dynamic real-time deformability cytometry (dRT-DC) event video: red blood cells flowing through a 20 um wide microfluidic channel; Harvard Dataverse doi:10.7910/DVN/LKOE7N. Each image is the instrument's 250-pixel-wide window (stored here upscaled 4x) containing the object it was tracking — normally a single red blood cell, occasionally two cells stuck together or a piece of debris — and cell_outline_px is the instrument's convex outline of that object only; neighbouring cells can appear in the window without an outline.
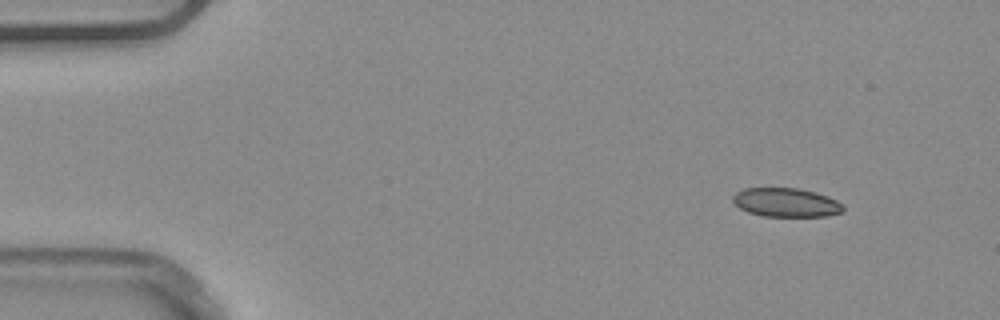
{"species": "common noctule bat (a hibernating species)", "species_latin": "Nyctalus noctula", "temperature_condition": "warm", "stored_images_in_passage": 52, "camera_frame_rate_fps": 3000, "um_per_image_px": 0.085, "animal": {"sex": "male", "body_mass_g": 20.4}, "frame": {"image": 1, "passage_image": 5, "time_ms": 1.333, "image_size_px": [1000, 320], "cell_outline_px": [[844, 212], [828, 216], [764, 216], [748, 212], [740, 208], [732, 200], [732, 196], [736, 192], [744, 188], [800, 188], [816, 192], [828, 196], [836, 200], [844, 208]], "centroid_in_image_um": [66.82, 17.2], "position_along_channel_um": 18.2, "area_um2": 18.61}}
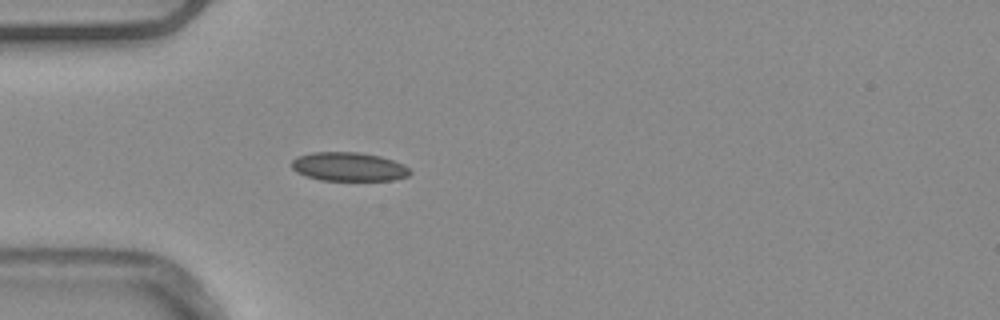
{"frame": {"image": 2, "passage_image": 15, "time_ms": 4.667, "image_size_px": [1000, 320], "cell_outline_px": [[412, 172], [408, 176], [392, 180], [320, 180], [304, 176], [296, 172], [292, 168], [292, 160], [296, 156], [312, 152], [360, 152], [380, 156], [404, 164]], "centroid_in_image_um": [29.62, 14.17], "position_along_channel_um": 55.4, "area_um2": 20.0}}
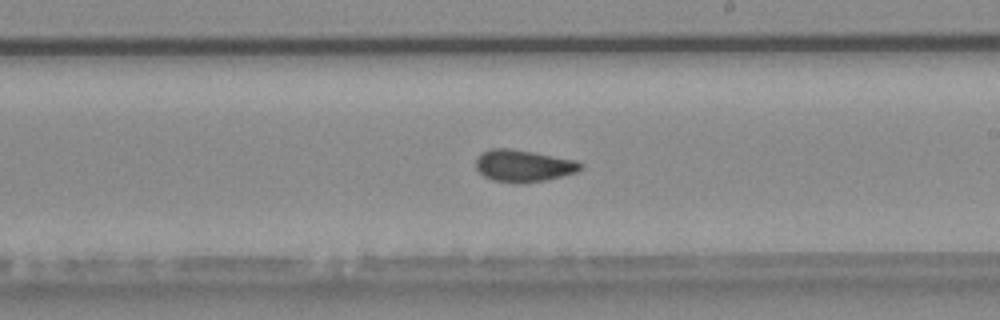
{"frame": {"image": 3, "passage_image": 30, "time_ms": 9.667, "image_size_px": [1000, 320], "cell_outline_px": [[584, 168], [576, 172], [544, 180], [520, 184], [492, 180], [484, 176], [476, 168], [476, 160], [480, 152], [492, 148], [508, 148], [532, 152], [576, 160], [584, 164]], "centroid_in_image_um": [44.48, 14.09], "position_along_channel_um": 244.5, "area_um2": 19.54}, "authors_computed_cell_mechanics": {"area_um2": 19.1896, "velocity_mm_per_s": 3.9068, "shape_relaxation_time_tau1_ms": null, "shape_relaxation_time_tau2_ms": 1.3235, "deformation_change_tau1": null, "deformation_change_tau2": 0.0767}}